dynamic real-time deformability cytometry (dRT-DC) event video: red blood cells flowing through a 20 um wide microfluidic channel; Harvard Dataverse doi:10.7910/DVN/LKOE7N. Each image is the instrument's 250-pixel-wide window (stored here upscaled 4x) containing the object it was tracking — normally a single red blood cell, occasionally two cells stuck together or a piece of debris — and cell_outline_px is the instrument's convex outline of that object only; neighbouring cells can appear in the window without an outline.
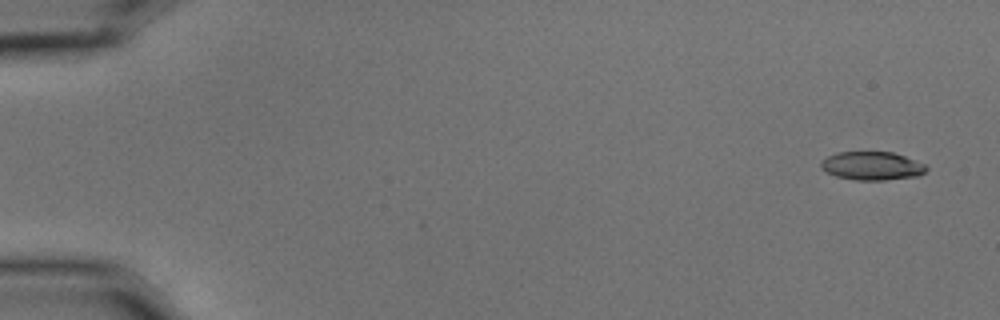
{"species": "common noctule bat (a hibernating species)", "species_latin": "Nyctalus noctula", "temperature_condition": "cold", "stored_images_in_passage": 5, "camera_frame_rate_fps": 3000, "um_per_image_px": 0.085, "animal": {"sex": "male", "body_mass_g": 15.6}, "frame": {"image": 1, "passage_image": 1, "time_ms": 0.0, "image_size_px": [1000, 320], "cell_outline_px": [[928, 168], [920, 176], [884, 180], [856, 180], [836, 176], [820, 168], [820, 164], [828, 156], [836, 152], [892, 152], [904, 156], [924, 164]], "centroid_in_image_um": [74.13, 14.1], "position_along_channel_um": 10.9, "area_um2": 17.34}}